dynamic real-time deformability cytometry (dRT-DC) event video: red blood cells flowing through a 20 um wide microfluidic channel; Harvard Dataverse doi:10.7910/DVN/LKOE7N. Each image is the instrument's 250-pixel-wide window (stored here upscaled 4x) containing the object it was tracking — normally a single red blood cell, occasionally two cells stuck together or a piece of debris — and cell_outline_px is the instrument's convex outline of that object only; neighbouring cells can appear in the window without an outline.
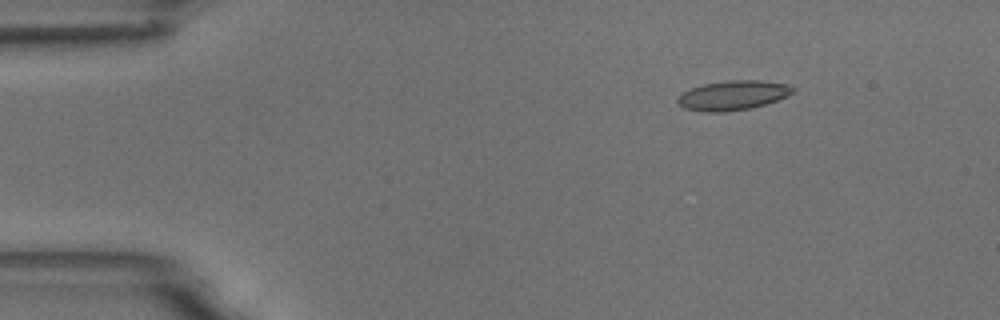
{"species": "common noctule bat (a hibernating species)", "species_latin": "Nyctalus noctula", "temperature_condition": "room temperature", "stored_images_in_passage": 3, "camera_frame_rate_fps": 3000, "um_per_image_px": 0.085, "animal": {"sex": "male", "body_mass_g": 18.8}, "frame": {"image": 1, "passage_image": 1, "time_ms": 0.0, "image_size_px": [1000, 320], "cell_outline_px": [[796, 88], [792, 92], [776, 100], [752, 108], [724, 112], [704, 112], [684, 108], [676, 104], [676, 100], [680, 92], [704, 84], [728, 80], [760, 80], [788, 84]], "centroid_in_image_um": [62.23, 8.1], "position_along_channel_um": 22.8, "area_um2": 19.88}}